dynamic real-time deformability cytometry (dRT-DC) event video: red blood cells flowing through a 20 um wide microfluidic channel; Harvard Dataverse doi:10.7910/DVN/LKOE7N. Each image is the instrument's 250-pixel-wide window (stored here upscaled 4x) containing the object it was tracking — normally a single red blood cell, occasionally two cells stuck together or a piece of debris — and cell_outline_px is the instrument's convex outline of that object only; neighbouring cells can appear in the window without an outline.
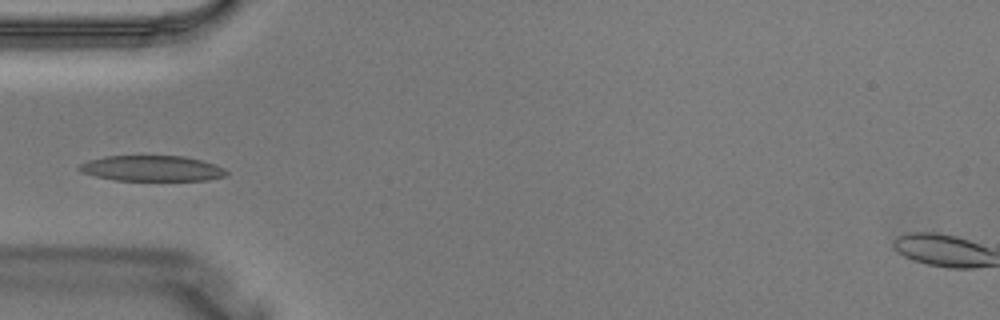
{"species": "Egyptian fruit bat (a non-hibernating species)", "species_latin": "Rousettus aegyptiacus", "temperature_condition": "warm", "stored_images_in_passage": 4, "camera_frame_rate_fps": 3000, "um_per_image_px": 0.085, "animal": {"sex": "male"}, "frame": {"image": 1, "passage_image": 4, "time_ms": 1.0, "image_size_px": [1000, 320], "cell_outline_px": [[228, 176], [208, 180], [116, 180], [96, 176], [80, 172], [76, 168], [80, 164], [88, 160], [104, 156], [184, 156], [216, 164], [224, 168], [228, 172]], "centroid_in_image_um": [12.92, 14.31], "position_along_channel_um": 72.1, "area_um2": 22.02}}